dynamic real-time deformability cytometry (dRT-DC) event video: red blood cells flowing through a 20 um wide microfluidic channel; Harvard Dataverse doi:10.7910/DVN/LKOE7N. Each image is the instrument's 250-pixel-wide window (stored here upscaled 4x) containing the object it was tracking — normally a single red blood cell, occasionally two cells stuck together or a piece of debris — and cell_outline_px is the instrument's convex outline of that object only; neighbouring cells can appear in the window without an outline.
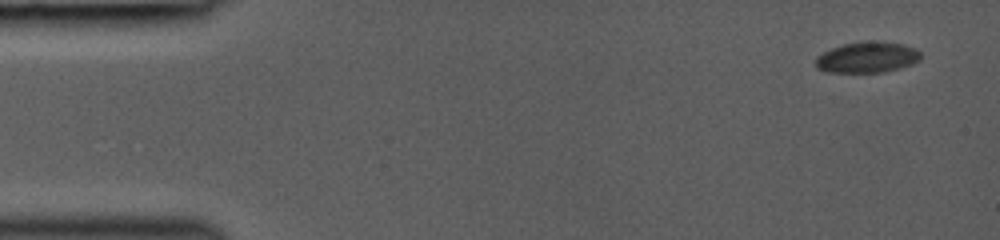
{"species": "common noctule bat (a hibernating species)", "species_latin": "Nyctalus noctula", "temperature_condition": "room temperature", "stored_images_in_passage": 10, "camera_frame_rate_fps": 3000, "um_per_image_px": 0.085, "animal": {"sex": "female", "body_mass_g": 19.0, "forearm_length_mm": 53.3}, "frame": {"image": 1, "passage_image": 1, "time_ms": 0.0, "image_size_px": [1000, 240], "cell_outline_px": [[920, 60], [912, 64], [900, 68], [884, 72], [824, 72], [816, 68], [816, 56], [832, 48], [844, 44], [904, 44], [916, 48], [920, 52]], "centroid_in_image_um": [73.7, 4.93], "position_along_channel_um": 11.3, "area_um2": 18.15}}
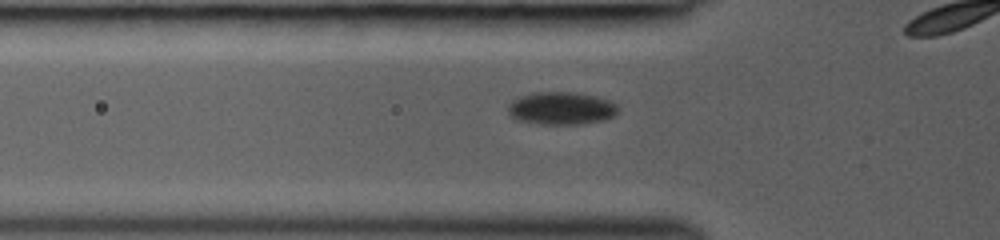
{"frame": {"image": 2, "passage_image": 6, "time_ms": 4.667, "image_size_px": [1000, 240], "cell_outline_px": [[616, 112], [612, 116], [604, 120], [580, 124], [536, 124], [516, 120], [508, 116], [508, 104], [512, 100], [520, 96], [532, 92], [572, 92], [596, 96], [608, 100], [616, 104]], "centroid_in_image_um": [47.63, 9.21], "position_along_channel_um": 78.2, "area_um2": 21.1}}
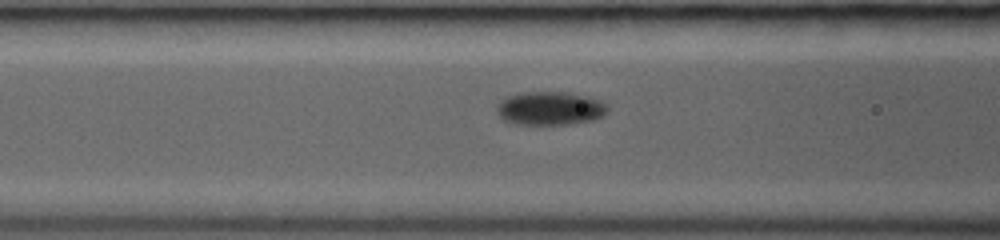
{"frame": {"image": 3, "passage_image": 8, "time_ms": 5.667, "image_size_px": [1000, 240], "cell_outline_px": [[608, 112], [604, 116], [592, 120], [568, 124], [512, 124], [504, 120], [496, 112], [496, 104], [500, 100], [508, 96], [520, 92], [564, 92], [588, 96], [600, 100], [608, 104]], "centroid_in_image_um": [46.75, 9.2], "position_along_channel_um": 119.9, "area_um2": 21.91}}